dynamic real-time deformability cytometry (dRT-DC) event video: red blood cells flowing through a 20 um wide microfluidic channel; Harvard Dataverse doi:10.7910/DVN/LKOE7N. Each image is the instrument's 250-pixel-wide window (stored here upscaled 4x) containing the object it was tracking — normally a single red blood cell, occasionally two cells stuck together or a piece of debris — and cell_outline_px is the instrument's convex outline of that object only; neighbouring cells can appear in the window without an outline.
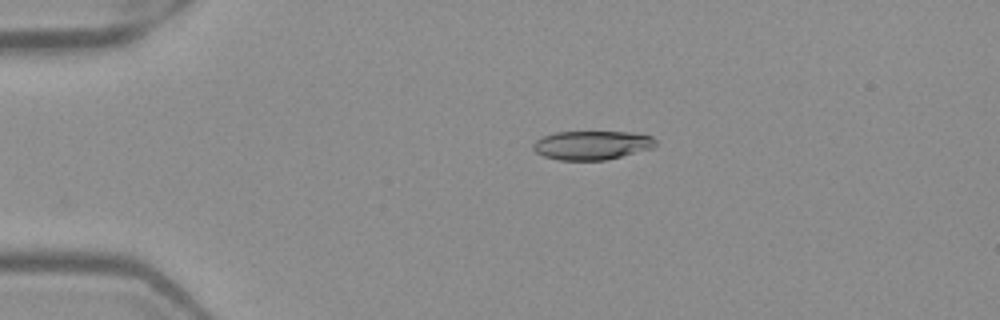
{"species": "Egyptian fruit bat (a non-hibernating species)", "species_latin": "Rousettus aegyptiacus", "temperature_condition": "warm", "stored_images_in_passage": 43, "camera_frame_rate_fps": 3000, "um_per_image_px": 0.085, "frame": {"image": 1, "passage_image": 3, "time_ms": 0.667, "image_size_px": [1000, 320], "cell_outline_px": [[656, 144], [652, 148], [604, 160], [560, 160], [544, 156], [536, 152], [532, 148], [532, 144], [536, 140], [544, 136], [556, 132], [632, 132], [652, 136], [656, 140]], "centroid_in_image_um": [50.3, 12.33], "position_along_channel_um": 34.7, "area_um2": 20.46}}
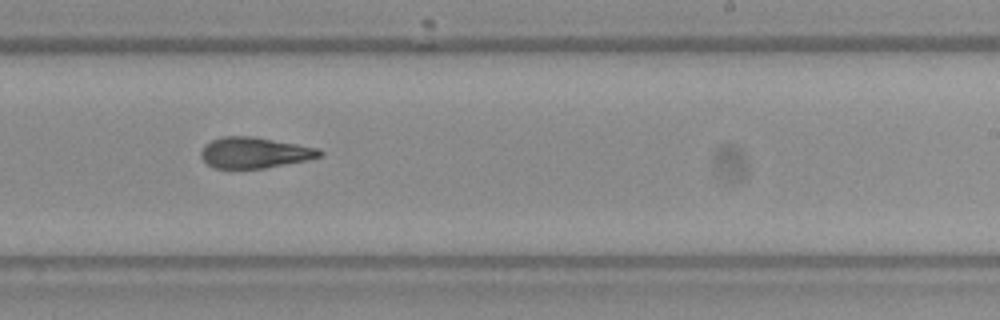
{"frame": {"image": 2, "passage_image": 24, "time_ms": 7.667, "image_size_px": [1000, 320], "cell_outline_px": [[324, 152], [320, 156], [308, 160], [264, 168], [212, 168], [200, 156], [200, 152], [204, 144], [220, 136], [252, 136], [320, 148]], "centroid_in_image_um": [21.63, 12.97], "position_along_channel_um": 267.4, "area_um2": 21.44}}
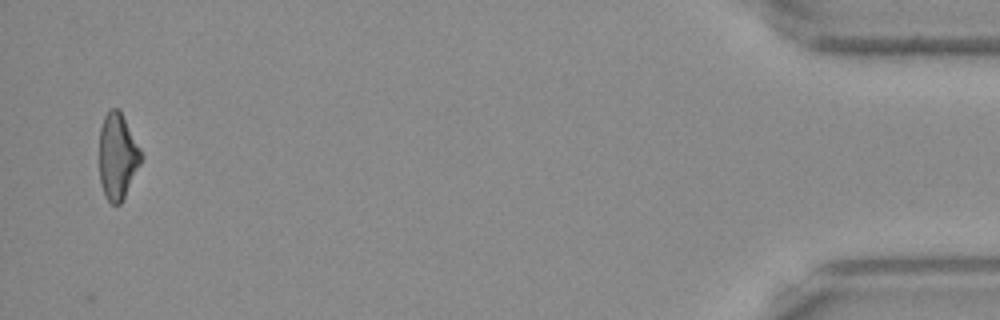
{"frame": {"image": 3, "passage_image": 42, "time_ms": 13.667, "image_size_px": [1000, 320], "cell_outline_px": [[144, 156], [120, 204], [112, 204], [104, 196], [100, 184], [100, 128], [104, 116], [112, 108], [120, 108]], "centroid_in_image_um": [9.99, 13.26], "position_along_channel_um": 425.2, "area_um2": 20.92}, "authors_computed_cell_mechanics": {"area_um2": 21.9062, "velocity_mm_per_s": 4.0027, "shape_relaxation_time_tau1_ms": 7.8984, "shape_relaxation_time_tau2_ms": 2.3906, "deformation_change_tau1": 0.2143, "deformation_change_tau2": 0.1085}}